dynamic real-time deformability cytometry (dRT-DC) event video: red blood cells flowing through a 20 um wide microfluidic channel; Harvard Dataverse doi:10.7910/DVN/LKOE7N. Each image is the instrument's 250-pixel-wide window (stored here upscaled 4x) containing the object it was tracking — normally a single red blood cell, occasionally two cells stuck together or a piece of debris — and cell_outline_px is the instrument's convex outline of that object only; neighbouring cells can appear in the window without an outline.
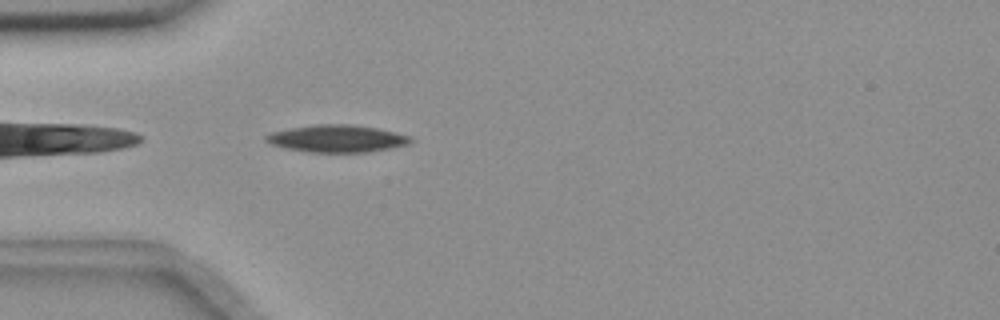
{"species": "common noctule bat (a hibernating species)", "species_latin": "Nyctalus noctula", "temperature_condition": "room temperature", "stored_images_in_passage": 41, "camera_frame_rate_fps": 3000, "um_per_image_px": 0.085, "animal": {"sex": "female", "body_mass_g": 18.4}, "frame": {"image": 1, "passage_image": 2, "time_ms": 0.333, "image_size_px": [1000, 320], "cell_outline_px": [[416, 140], [408, 144], [368, 152], [308, 152], [284, 148], [272, 144], [264, 140], [264, 136], [272, 132], [292, 128], [316, 124], [352, 124], [376, 128], [412, 136]], "centroid_in_image_um": [28.66, 11.78], "position_along_channel_um": 56.3, "area_um2": 22.95}}
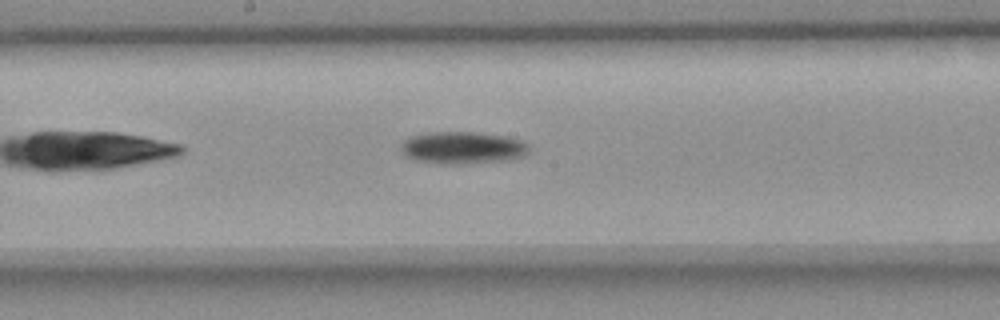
{"frame": {"image": 2, "passage_image": 15, "time_ms": 4.667, "image_size_px": [1000, 320], "cell_outline_px": [[532, 152], [524, 156], [512, 160], [464, 164], [440, 164], [416, 160], [404, 156], [400, 148], [400, 144], [404, 140], [412, 136], [428, 132], [476, 132], [504, 136], [524, 140], [528, 144]], "centroid_in_image_um": [39.37, 12.57], "position_along_channel_um": 208.8, "area_um2": 24.62}}
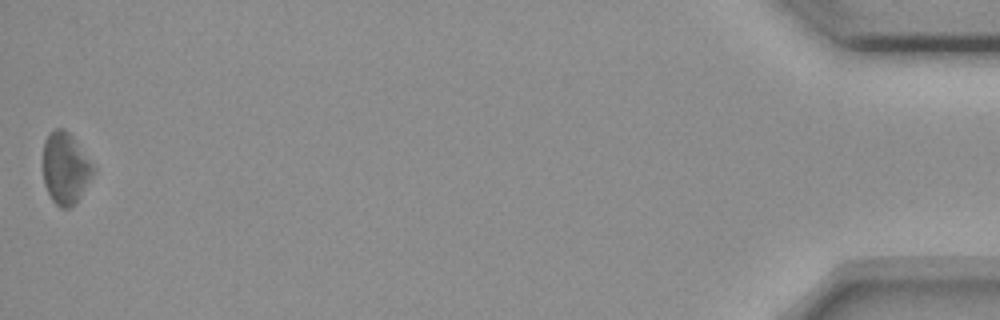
{"frame": {"image": 3, "passage_image": 41, "time_ms": 13.333, "image_size_px": [1000, 320], "cell_outline_px": [[96, 172], [76, 200], [68, 208], [60, 208], [52, 200], [44, 184], [44, 140], [56, 128], [64, 128], [72, 136], [96, 168]], "centroid_in_image_um": [5.57, 14.29], "position_along_channel_um": 429.6, "area_um2": 20.58}, "authors_computed_cell_mechanics": {"area_um2": 22.3686, "velocity_mm_per_s": 3.6498, "shape_relaxation_time_tau1_ms": 1.9532, "shape_relaxation_time_tau2_ms": null, "deformation_change_tau1": 0.0752, "deformation_change_tau2": null}}